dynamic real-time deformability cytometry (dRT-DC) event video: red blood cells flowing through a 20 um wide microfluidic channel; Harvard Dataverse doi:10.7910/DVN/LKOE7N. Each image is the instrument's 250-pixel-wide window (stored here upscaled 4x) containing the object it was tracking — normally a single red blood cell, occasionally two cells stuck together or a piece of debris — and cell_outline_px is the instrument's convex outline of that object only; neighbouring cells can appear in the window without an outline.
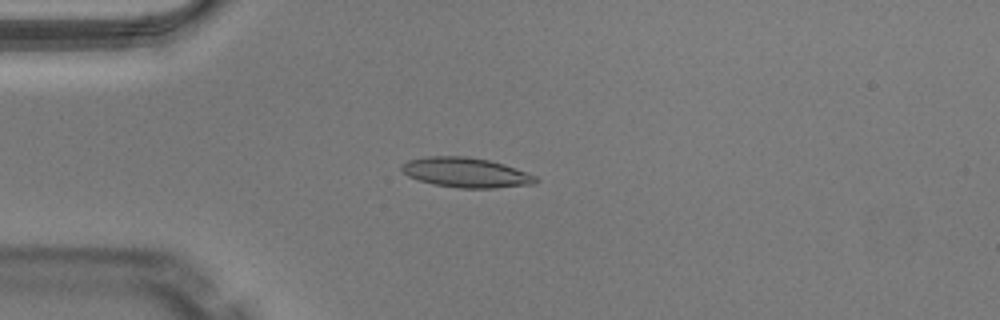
{"species": "Egyptian fruit bat (a non-hibernating species)", "species_latin": "Rousettus aegyptiacus", "temperature_condition": "warm", "stored_images_in_passage": 37, "camera_frame_rate_fps": 3000, "um_per_image_px": 0.085, "animal": {"sex": "male"}, "frame": {"image": 1, "passage_image": 1, "time_ms": 0.0, "image_size_px": [1000, 320], "cell_outline_px": [[540, 180], [536, 184], [496, 188], [456, 188], [432, 184], [408, 176], [400, 168], [400, 164], [408, 160], [424, 156], [464, 156], [488, 160], [504, 164], [516, 168], [536, 176]], "centroid_in_image_um": [39.61, 14.67], "position_along_channel_um": 45.4, "area_um2": 23.52}}
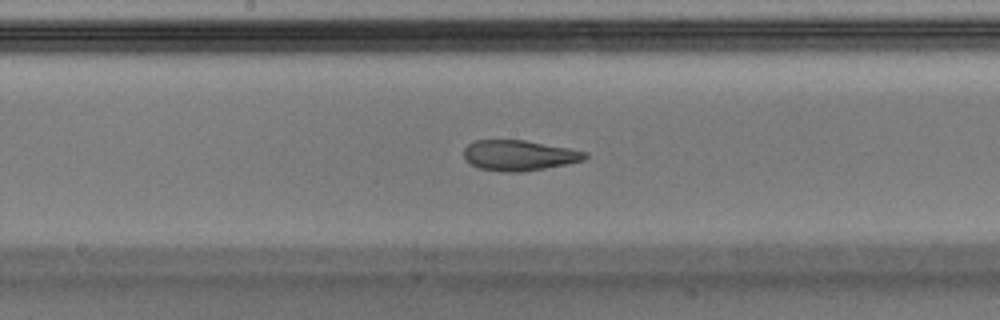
{"frame": {"image": 2, "passage_image": 14, "time_ms": 4.333, "image_size_px": [1000, 320], "cell_outline_px": [[588, 156], [584, 160], [544, 168], [520, 172], [508, 172], [476, 168], [468, 164], [464, 156], [464, 148], [468, 144], [476, 140], [524, 140], [568, 148], [588, 152]], "centroid_in_image_um": [44.08, 13.21], "position_along_channel_um": 204.1, "area_um2": 21.44}}
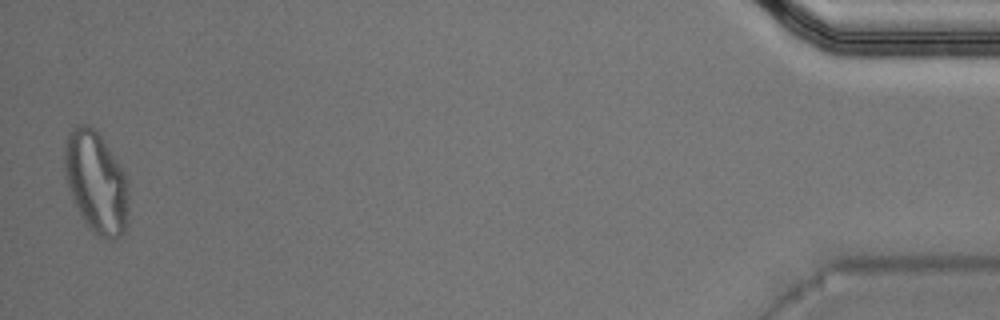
{"frame": {"image": 3, "passage_image": 37, "time_ms": 12.0, "image_size_px": [1000, 320], "cell_outline_px": [[128, 220], [124, 232], [116, 240], [112, 240], [92, 232], [88, 228], [72, 200], [64, 172], [64, 148], [68, 132], [76, 124], [84, 124], [92, 128], [100, 136], [124, 172], [128, 180]], "centroid_in_image_um": [8.17, 15.52], "position_along_channel_um": 427.0, "area_um2": 38.03}, "authors_computed_cell_mechanics": {"area_um2": 22.9466, "velocity_mm_per_s": 4.0621, "shape_relaxation_time_tau1_ms": null, "shape_relaxation_time_tau2_ms": 1.8388, "deformation_change_tau1": null, "deformation_change_tau2": 0.0871}}